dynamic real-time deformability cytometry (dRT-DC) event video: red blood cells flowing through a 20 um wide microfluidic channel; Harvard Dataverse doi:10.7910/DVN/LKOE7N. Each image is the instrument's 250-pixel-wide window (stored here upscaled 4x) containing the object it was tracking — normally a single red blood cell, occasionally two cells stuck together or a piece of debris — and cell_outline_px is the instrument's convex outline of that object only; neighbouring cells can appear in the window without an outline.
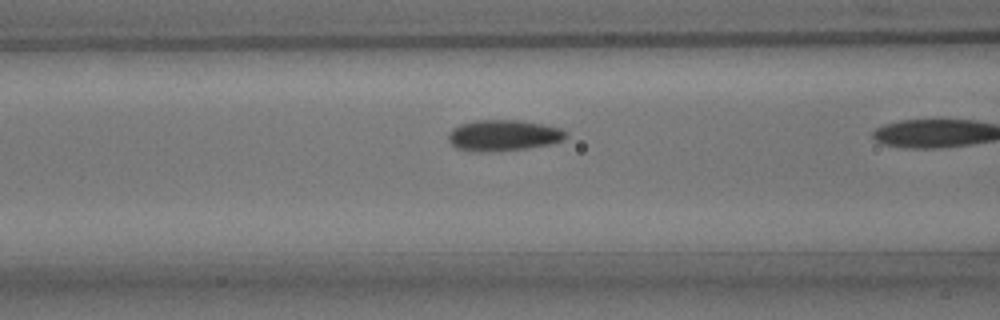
{"species": "common noctule bat (a hibernating species)", "species_latin": "Nyctalus noctula", "temperature_condition": "room temperature", "stored_images_in_passage": 19, "camera_frame_rate_fps": 3000, "um_per_image_px": 0.085, "animal": {"sex": "male", "body_mass_g": 15.6}, "frame": {"image": 1, "passage_image": 18, "time_ms": 5.667, "image_size_px": [1000, 320], "cell_outline_px": [[568, 136], [564, 140], [548, 144], [528, 148], [480, 152], [472, 152], [456, 148], [448, 140], [448, 132], [452, 128], [460, 124], [476, 120], [520, 120], [560, 128], [568, 132]], "centroid_in_image_um": [42.76, 11.51], "position_along_channel_um": 123.8, "area_um2": 21.33}}